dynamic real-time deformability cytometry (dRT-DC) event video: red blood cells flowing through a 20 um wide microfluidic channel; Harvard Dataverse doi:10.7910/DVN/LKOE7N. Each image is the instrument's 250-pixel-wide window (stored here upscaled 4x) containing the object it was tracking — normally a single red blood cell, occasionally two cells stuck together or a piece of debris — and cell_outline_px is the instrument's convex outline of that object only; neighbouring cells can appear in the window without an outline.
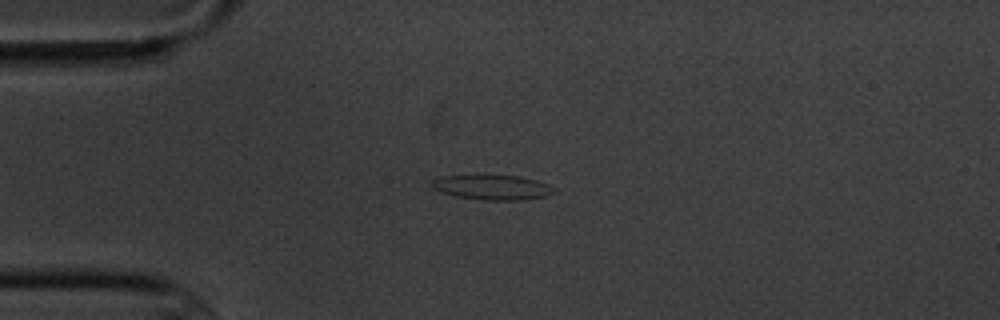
{"species": "common noctule bat (a hibernating species)", "species_latin": "Nyctalus noctula", "temperature_condition": "cold", "stored_images_in_passage": 8, "camera_frame_rate_fps": 3000, "um_per_image_px": 0.085, "animal": {"sex": "male", "body_mass_g": 20.1, "forearm_length_mm": 53.5}, "frame": {"image": 1, "passage_image": 3, "time_ms": 3.0, "image_size_px": [1000, 320], "cell_outline_px": [[556, 192], [544, 196], [520, 200], [480, 200], [456, 196], [440, 192], [432, 188], [432, 180], [440, 176], [520, 176], [536, 180], [548, 184], [556, 188]], "centroid_in_image_um": [41.85, 15.93], "position_along_channel_um": 43.1, "area_um2": 17.57}}
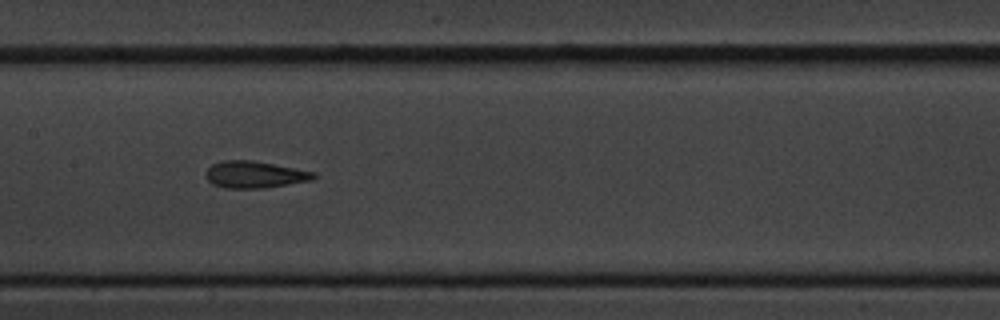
{"frame": {"image": 2, "passage_image": 7, "time_ms": 7.667, "image_size_px": [1000, 320], "cell_outline_px": [[316, 176], [312, 180], [264, 188], [224, 188], [212, 184], [208, 180], [204, 172], [212, 164], [224, 160], [252, 160], [316, 172]], "centroid_in_image_um": [21.62, 14.84], "position_along_channel_um": 185.8, "area_um2": 16.88}}
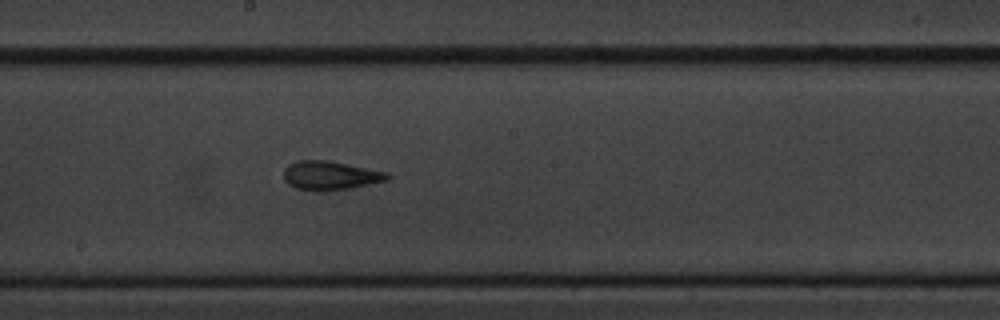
{"frame": {"image": 3, "passage_image": 8, "time_ms": 8.667, "image_size_px": [1000, 320], "cell_outline_px": [[388, 180], [348, 188], [320, 192], [296, 188], [288, 184], [284, 180], [284, 168], [288, 164], [296, 160], [324, 160], [388, 172]], "centroid_in_image_um": [28.0, 14.92], "position_along_channel_um": 220.2, "area_um2": 17.28}}